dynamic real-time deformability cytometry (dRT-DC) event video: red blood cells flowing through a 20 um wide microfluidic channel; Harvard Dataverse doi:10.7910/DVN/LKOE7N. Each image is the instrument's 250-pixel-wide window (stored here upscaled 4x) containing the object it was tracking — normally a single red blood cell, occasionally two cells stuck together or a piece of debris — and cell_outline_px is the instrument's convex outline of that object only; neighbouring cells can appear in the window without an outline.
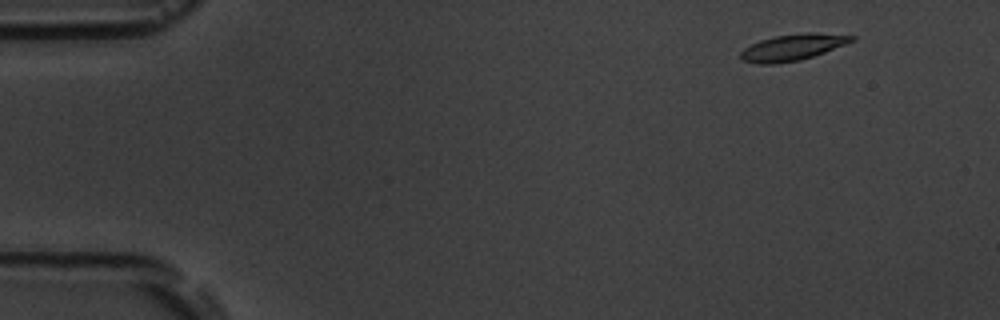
{"species": "common noctule bat (a hibernating species)", "species_latin": "Nyctalus noctula", "temperature_condition": "room temperature", "stored_images_in_passage": 4, "camera_frame_rate_fps": 3000, "um_per_image_px": 0.085, "animal": {"sex": "male", "body_mass_g": 19.5, "forearm_length_mm": 54.6}, "frame": {"image": 1, "passage_image": 1, "time_ms": 0.0, "image_size_px": [1000, 320], "cell_outline_px": [[856, 40], [824, 52], [800, 60], [776, 64], [756, 64], [744, 60], [740, 56], [740, 52], [744, 48], [760, 40], [776, 36], [804, 32], [816, 32], [856, 36]], "centroid_in_image_um": [67.39, 4.01], "position_along_channel_um": 17.6, "area_um2": 16.99}}
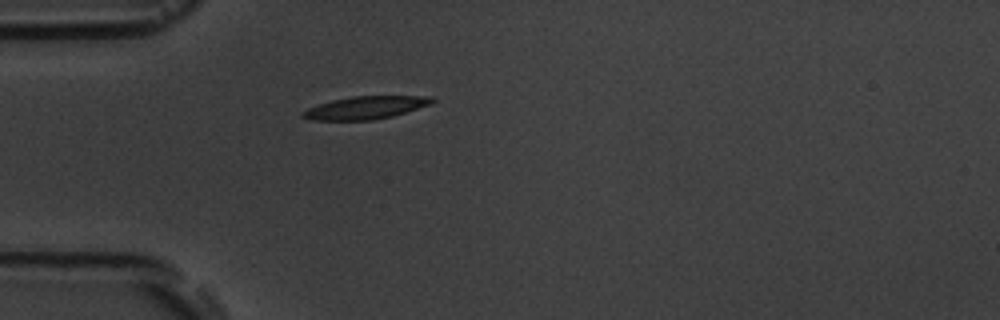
{"frame": {"image": 2, "passage_image": 4, "time_ms": 3.667, "image_size_px": [1000, 320], "cell_outline_px": [[436, 100], [432, 104], [392, 116], [372, 120], [308, 120], [300, 116], [300, 112], [308, 108], [332, 100], [352, 96], [432, 96]], "centroid_in_image_um": [31.06, 9.15], "position_along_channel_um": 53.9, "area_um2": 17.22}}